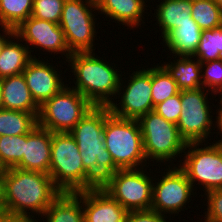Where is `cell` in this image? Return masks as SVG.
<instances>
[{"mask_svg": "<svg viewBox=\"0 0 222 222\" xmlns=\"http://www.w3.org/2000/svg\"><path fill=\"white\" fill-rule=\"evenodd\" d=\"M201 33L202 30L197 23H184L162 39V45H165L166 50H170V55L193 56L200 42Z\"/></svg>", "mask_w": 222, "mask_h": 222, "instance_id": "cell-24", "label": "cell"}, {"mask_svg": "<svg viewBox=\"0 0 222 222\" xmlns=\"http://www.w3.org/2000/svg\"><path fill=\"white\" fill-rule=\"evenodd\" d=\"M135 70L136 71L133 70L131 75L129 73L128 79L125 75H122L124 76V80L121 77L115 97V100L117 98L121 100H114L108 106L110 113L116 117L138 120L141 116L146 115L154 109L151 95L152 67L146 69L143 67L140 70L139 68ZM125 79L128 81H125ZM117 102L119 103L117 104Z\"/></svg>", "mask_w": 222, "mask_h": 222, "instance_id": "cell-12", "label": "cell"}, {"mask_svg": "<svg viewBox=\"0 0 222 222\" xmlns=\"http://www.w3.org/2000/svg\"><path fill=\"white\" fill-rule=\"evenodd\" d=\"M5 170H0V202L3 204V192H4V177H5Z\"/></svg>", "mask_w": 222, "mask_h": 222, "instance_id": "cell-38", "label": "cell"}, {"mask_svg": "<svg viewBox=\"0 0 222 222\" xmlns=\"http://www.w3.org/2000/svg\"><path fill=\"white\" fill-rule=\"evenodd\" d=\"M85 222H126L128 211L100 186L82 191Z\"/></svg>", "mask_w": 222, "mask_h": 222, "instance_id": "cell-16", "label": "cell"}, {"mask_svg": "<svg viewBox=\"0 0 222 222\" xmlns=\"http://www.w3.org/2000/svg\"><path fill=\"white\" fill-rule=\"evenodd\" d=\"M154 66V67H153ZM152 66V101L153 106L165 101L180 92L176 81L160 64Z\"/></svg>", "mask_w": 222, "mask_h": 222, "instance_id": "cell-29", "label": "cell"}, {"mask_svg": "<svg viewBox=\"0 0 222 222\" xmlns=\"http://www.w3.org/2000/svg\"><path fill=\"white\" fill-rule=\"evenodd\" d=\"M105 106H94L69 132L77 143L84 169L102 185L119 170L104 145Z\"/></svg>", "mask_w": 222, "mask_h": 222, "instance_id": "cell-3", "label": "cell"}, {"mask_svg": "<svg viewBox=\"0 0 222 222\" xmlns=\"http://www.w3.org/2000/svg\"><path fill=\"white\" fill-rule=\"evenodd\" d=\"M172 61L161 65L168 71L176 81L178 89L191 90L202 87L201 62L194 56H168ZM177 58V59H176ZM196 60V61H195Z\"/></svg>", "mask_w": 222, "mask_h": 222, "instance_id": "cell-23", "label": "cell"}, {"mask_svg": "<svg viewBox=\"0 0 222 222\" xmlns=\"http://www.w3.org/2000/svg\"><path fill=\"white\" fill-rule=\"evenodd\" d=\"M0 90L1 108L39 113L40 106L33 99L23 74L0 79Z\"/></svg>", "mask_w": 222, "mask_h": 222, "instance_id": "cell-19", "label": "cell"}, {"mask_svg": "<svg viewBox=\"0 0 222 222\" xmlns=\"http://www.w3.org/2000/svg\"><path fill=\"white\" fill-rule=\"evenodd\" d=\"M216 117H214V118H216V122H215V125L217 126V127H215V128H217L216 130H217V132L215 133V132H213L214 134H216V137L218 138V136H217V133H218V135L219 134H221L220 136H221V139L220 140H218V141H214L213 140V142L214 143H216V144H219V145H222V111H217L216 112ZM219 130V131H218Z\"/></svg>", "mask_w": 222, "mask_h": 222, "instance_id": "cell-36", "label": "cell"}, {"mask_svg": "<svg viewBox=\"0 0 222 222\" xmlns=\"http://www.w3.org/2000/svg\"><path fill=\"white\" fill-rule=\"evenodd\" d=\"M206 91V92H205ZM209 94V95H208ZM212 92L203 87L191 90H181V114L177 127L180 135L187 143H204L211 140L210 134L216 127L213 119ZM209 99V100H208ZM213 127V128H212ZM208 139V140H207Z\"/></svg>", "mask_w": 222, "mask_h": 222, "instance_id": "cell-11", "label": "cell"}, {"mask_svg": "<svg viewBox=\"0 0 222 222\" xmlns=\"http://www.w3.org/2000/svg\"><path fill=\"white\" fill-rule=\"evenodd\" d=\"M64 2L65 0H34L31 16L59 24Z\"/></svg>", "mask_w": 222, "mask_h": 222, "instance_id": "cell-32", "label": "cell"}, {"mask_svg": "<svg viewBox=\"0 0 222 222\" xmlns=\"http://www.w3.org/2000/svg\"><path fill=\"white\" fill-rule=\"evenodd\" d=\"M61 193L49 174L16 167L5 170L3 208L8 219L36 222Z\"/></svg>", "mask_w": 222, "mask_h": 222, "instance_id": "cell-1", "label": "cell"}, {"mask_svg": "<svg viewBox=\"0 0 222 222\" xmlns=\"http://www.w3.org/2000/svg\"><path fill=\"white\" fill-rule=\"evenodd\" d=\"M207 144L187 143L183 160L178 159L180 164L176 163L185 172L194 190L197 191L201 185L205 193L222 189V145Z\"/></svg>", "mask_w": 222, "mask_h": 222, "instance_id": "cell-7", "label": "cell"}, {"mask_svg": "<svg viewBox=\"0 0 222 222\" xmlns=\"http://www.w3.org/2000/svg\"><path fill=\"white\" fill-rule=\"evenodd\" d=\"M193 56L201 63L222 58V25L202 30L200 42Z\"/></svg>", "mask_w": 222, "mask_h": 222, "instance_id": "cell-28", "label": "cell"}, {"mask_svg": "<svg viewBox=\"0 0 222 222\" xmlns=\"http://www.w3.org/2000/svg\"><path fill=\"white\" fill-rule=\"evenodd\" d=\"M143 138L144 153L147 162L153 161L173 166L172 161H177L178 156L183 157L187 142L179 133L175 123L165 120L154 110L138 119ZM181 154V155H180ZM155 161V162H154Z\"/></svg>", "mask_w": 222, "mask_h": 222, "instance_id": "cell-6", "label": "cell"}, {"mask_svg": "<svg viewBox=\"0 0 222 222\" xmlns=\"http://www.w3.org/2000/svg\"><path fill=\"white\" fill-rule=\"evenodd\" d=\"M219 96H218V98H220V100H219V102H218V104H220L219 106V108L217 107L216 109V111H222V91L218 94Z\"/></svg>", "mask_w": 222, "mask_h": 222, "instance_id": "cell-41", "label": "cell"}, {"mask_svg": "<svg viewBox=\"0 0 222 222\" xmlns=\"http://www.w3.org/2000/svg\"><path fill=\"white\" fill-rule=\"evenodd\" d=\"M34 0H0V26L15 30L33 11Z\"/></svg>", "mask_w": 222, "mask_h": 222, "instance_id": "cell-26", "label": "cell"}, {"mask_svg": "<svg viewBox=\"0 0 222 222\" xmlns=\"http://www.w3.org/2000/svg\"><path fill=\"white\" fill-rule=\"evenodd\" d=\"M191 16L201 30L222 25V10L214 0H192Z\"/></svg>", "mask_w": 222, "mask_h": 222, "instance_id": "cell-27", "label": "cell"}, {"mask_svg": "<svg viewBox=\"0 0 222 222\" xmlns=\"http://www.w3.org/2000/svg\"><path fill=\"white\" fill-rule=\"evenodd\" d=\"M146 168L117 170L100 187L127 211L149 210L153 200V177Z\"/></svg>", "mask_w": 222, "mask_h": 222, "instance_id": "cell-8", "label": "cell"}, {"mask_svg": "<svg viewBox=\"0 0 222 222\" xmlns=\"http://www.w3.org/2000/svg\"><path fill=\"white\" fill-rule=\"evenodd\" d=\"M206 204L204 206L206 207V211H204L205 215L204 220L206 222H222V189L217 190H211L202 195L201 197H204Z\"/></svg>", "mask_w": 222, "mask_h": 222, "instance_id": "cell-33", "label": "cell"}, {"mask_svg": "<svg viewBox=\"0 0 222 222\" xmlns=\"http://www.w3.org/2000/svg\"><path fill=\"white\" fill-rule=\"evenodd\" d=\"M7 216L5 214L3 204L0 202V222H5L7 220Z\"/></svg>", "mask_w": 222, "mask_h": 222, "instance_id": "cell-39", "label": "cell"}, {"mask_svg": "<svg viewBox=\"0 0 222 222\" xmlns=\"http://www.w3.org/2000/svg\"><path fill=\"white\" fill-rule=\"evenodd\" d=\"M41 217L43 218H40V220L43 219V222H85L82 191L75 193L62 192ZM40 220L37 218L36 222H40Z\"/></svg>", "mask_w": 222, "mask_h": 222, "instance_id": "cell-22", "label": "cell"}, {"mask_svg": "<svg viewBox=\"0 0 222 222\" xmlns=\"http://www.w3.org/2000/svg\"><path fill=\"white\" fill-rule=\"evenodd\" d=\"M1 104H2V98H1V90H0V108H1Z\"/></svg>", "mask_w": 222, "mask_h": 222, "instance_id": "cell-43", "label": "cell"}, {"mask_svg": "<svg viewBox=\"0 0 222 222\" xmlns=\"http://www.w3.org/2000/svg\"><path fill=\"white\" fill-rule=\"evenodd\" d=\"M32 58L24 71L22 72L26 84L31 92L35 102L41 106L46 100L60 92L68 82L63 78L62 65H55L47 59V61ZM57 66V68H56ZM59 68V69H58ZM56 69V70H55ZM61 69V70H60ZM65 79V82L64 80Z\"/></svg>", "mask_w": 222, "mask_h": 222, "instance_id": "cell-15", "label": "cell"}, {"mask_svg": "<svg viewBox=\"0 0 222 222\" xmlns=\"http://www.w3.org/2000/svg\"><path fill=\"white\" fill-rule=\"evenodd\" d=\"M94 11L97 14L95 0H65L59 26L71 53L95 51L98 32Z\"/></svg>", "mask_w": 222, "mask_h": 222, "instance_id": "cell-9", "label": "cell"}, {"mask_svg": "<svg viewBox=\"0 0 222 222\" xmlns=\"http://www.w3.org/2000/svg\"><path fill=\"white\" fill-rule=\"evenodd\" d=\"M5 222H35L32 220L7 219Z\"/></svg>", "mask_w": 222, "mask_h": 222, "instance_id": "cell-40", "label": "cell"}, {"mask_svg": "<svg viewBox=\"0 0 222 222\" xmlns=\"http://www.w3.org/2000/svg\"><path fill=\"white\" fill-rule=\"evenodd\" d=\"M95 2L100 16L104 14L105 19L107 17L109 21L114 19L113 22L118 23L119 26L121 24L130 27V30L139 28L141 24L145 23L144 16L149 10L146 8L149 7L146 4L149 2L148 0H95Z\"/></svg>", "mask_w": 222, "mask_h": 222, "instance_id": "cell-18", "label": "cell"}, {"mask_svg": "<svg viewBox=\"0 0 222 222\" xmlns=\"http://www.w3.org/2000/svg\"><path fill=\"white\" fill-rule=\"evenodd\" d=\"M172 167L171 165H167V168L164 170L166 172H157L160 174L162 173L160 175V179H157L155 174L153 180L155 184L153 183V200L151 206V209L159 214H168L170 216L169 220H171V215L172 218H174L173 214L178 215L179 212L188 210L186 205L192 201L190 198L198 195L193 189L185 172L178 165L177 167H175V165Z\"/></svg>", "mask_w": 222, "mask_h": 222, "instance_id": "cell-13", "label": "cell"}, {"mask_svg": "<svg viewBox=\"0 0 222 222\" xmlns=\"http://www.w3.org/2000/svg\"><path fill=\"white\" fill-rule=\"evenodd\" d=\"M166 215L149 210L128 211L126 222H169ZM167 220V221H166Z\"/></svg>", "mask_w": 222, "mask_h": 222, "instance_id": "cell-35", "label": "cell"}, {"mask_svg": "<svg viewBox=\"0 0 222 222\" xmlns=\"http://www.w3.org/2000/svg\"><path fill=\"white\" fill-rule=\"evenodd\" d=\"M93 107L68 84L40 106L38 125L52 133L70 132Z\"/></svg>", "mask_w": 222, "mask_h": 222, "instance_id": "cell-10", "label": "cell"}, {"mask_svg": "<svg viewBox=\"0 0 222 222\" xmlns=\"http://www.w3.org/2000/svg\"><path fill=\"white\" fill-rule=\"evenodd\" d=\"M153 16L156 17V26H159L163 39L179 25L196 23L191 16L192 0H161L157 1ZM158 24V25H157Z\"/></svg>", "mask_w": 222, "mask_h": 222, "instance_id": "cell-20", "label": "cell"}, {"mask_svg": "<svg viewBox=\"0 0 222 222\" xmlns=\"http://www.w3.org/2000/svg\"><path fill=\"white\" fill-rule=\"evenodd\" d=\"M201 71L203 73L201 74L202 87L212 92L215 99L217 97L216 94L222 91V58L201 63Z\"/></svg>", "mask_w": 222, "mask_h": 222, "instance_id": "cell-31", "label": "cell"}, {"mask_svg": "<svg viewBox=\"0 0 222 222\" xmlns=\"http://www.w3.org/2000/svg\"><path fill=\"white\" fill-rule=\"evenodd\" d=\"M52 132L37 125L26 134L22 160L15 166L23 170L49 174L51 161Z\"/></svg>", "mask_w": 222, "mask_h": 222, "instance_id": "cell-17", "label": "cell"}, {"mask_svg": "<svg viewBox=\"0 0 222 222\" xmlns=\"http://www.w3.org/2000/svg\"><path fill=\"white\" fill-rule=\"evenodd\" d=\"M49 175L61 192L75 193L100 186L84 169L77 143L69 132L52 133Z\"/></svg>", "mask_w": 222, "mask_h": 222, "instance_id": "cell-4", "label": "cell"}, {"mask_svg": "<svg viewBox=\"0 0 222 222\" xmlns=\"http://www.w3.org/2000/svg\"><path fill=\"white\" fill-rule=\"evenodd\" d=\"M26 134L0 136V165L4 169L15 167L24 156Z\"/></svg>", "mask_w": 222, "mask_h": 222, "instance_id": "cell-30", "label": "cell"}, {"mask_svg": "<svg viewBox=\"0 0 222 222\" xmlns=\"http://www.w3.org/2000/svg\"><path fill=\"white\" fill-rule=\"evenodd\" d=\"M2 30V32L0 33V51H1V48H2V46H3V43L9 38V37H11V35L14 33V31L13 30H11V29H8V28H4V27H2L1 28ZM3 33V34H2Z\"/></svg>", "mask_w": 222, "mask_h": 222, "instance_id": "cell-37", "label": "cell"}, {"mask_svg": "<svg viewBox=\"0 0 222 222\" xmlns=\"http://www.w3.org/2000/svg\"><path fill=\"white\" fill-rule=\"evenodd\" d=\"M108 63L107 59L103 60L95 52L72 53L65 62L75 77L72 78L73 82L69 81V84H75L71 88L82 94L93 106H109L117 95L122 73H126L118 71L119 67L116 69L117 64L114 62Z\"/></svg>", "mask_w": 222, "mask_h": 222, "instance_id": "cell-2", "label": "cell"}, {"mask_svg": "<svg viewBox=\"0 0 222 222\" xmlns=\"http://www.w3.org/2000/svg\"><path fill=\"white\" fill-rule=\"evenodd\" d=\"M14 33L24 41L26 45L28 44L30 54L35 48H37V50L40 48L43 52L47 51L46 54L48 52L51 55L54 53V57L55 53L56 55L61 53L62 56L60 57L63 58L64 55L65 58H67L65 60L66 62L72 55L67 46L64 32L59 24L30 16L14 30ZM29 46H32V48Z\"/></svg>", "mask_w": 222, "mask_h": 222, "instance_id": "cell-14", "label": "cell"}, {"mask_svg": "<svg viewBox=\"0 0 222 222\" xmlns=\"http://www.w3.org/2000/svg\"><path fill=\"white\" fill-rule=\"evenodd\" d=\"M217 5L220 7V9L222 10V0H214Z\"/></svg>", "mask_w": 222, "mask_h": 222, "instance_id": "cell-42", "label": "cell"}, {"mask_svg": "<svg viewBox=\"0 0 222 222\" xmlns=\"http://www.w3.org/2000/svg\"><path fill=\"white\" fill-rule=\"evenodd\" d=\"M181 91L154 106V111L165 120L177 124L181 114Z\"/></svg>", "mask_w": 222, "mask_h": 222, "instance_id": "cell-34", "label": "cell"}, {"mask_svg": "<svg viewBox=\"0 0 222 222\" xmlns=\"http://www.w3.org/2000/svg\"><path fill=\"white\" fill-rule=\"evenodd\" d=\"M39 113H29L0 108V136L28 134L38 125Z\"/></svg>", "mask_w": 222, "mask_h": 222, "instance_id": "cell-25", "label": "cell"}, {"mask_svg": "<svg viewBox=\"0 0 222 222\" xmlns=\"http://www.w3.org/2000/svg\"><path fill=\"white\" fill-rule=\"evenodd\" d=\"M103 136L105 148L119 170L149 166L138 120L116 117L110 113L109 107L105 106Z\"/></svg>", "mask_w": 222, "mask_h": 222, "instance_id": "cell-5", "label": "cell"}, {"mask_svg": "<svg viewBox=\"0 0 222 222\" xmlns=\"http://www.w3.org/2000/svg\"><path fill=\"white\" fill-rule=\"evenodd\" d=\"M22 43L15 33L3 43L0 51V79L22 74L28 62L37 58V53L30 54L28 46Z\"/></svg>", "mask_w": 222, "mask_h": 222, "instance_id": "cell-21", "label": "cell"}]
</instances>
